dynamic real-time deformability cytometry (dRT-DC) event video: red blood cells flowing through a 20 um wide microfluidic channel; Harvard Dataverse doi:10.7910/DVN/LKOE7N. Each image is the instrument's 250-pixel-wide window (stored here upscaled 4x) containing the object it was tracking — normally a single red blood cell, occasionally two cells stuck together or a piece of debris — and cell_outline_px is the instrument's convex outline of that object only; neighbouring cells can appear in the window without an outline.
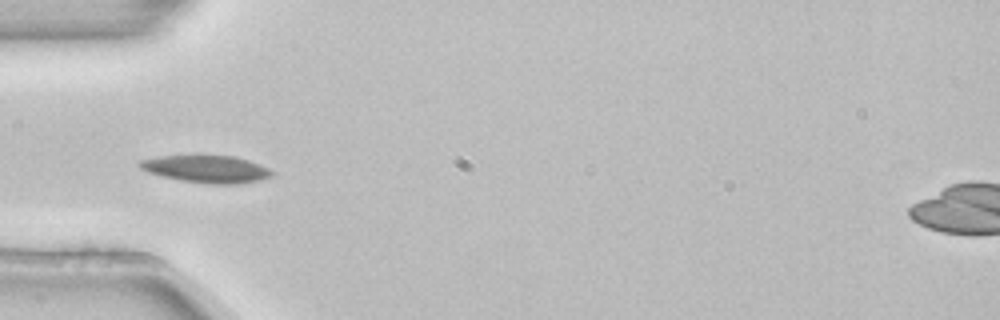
{"species": "common noctule bat (a hibernating species)", "species_latin": "Nyctalus noctula", "temperature_condition": "room temperature", "stored_images_in_passage": 5, "camera_frame_rate_fps": 3000, "um_per_image_px": 0.085, "animal": {"sex": "female", "body_mass_g": 22.7, "forearm_length_mm": 54.2}, "frame": {"image": 1, "passage_image": 4, "time_ms": 1.0, "image_size_px": [1000, 320], "cell_outline_px": [[276, 172], [272, 176], [240, 184], [212, 184], [180, 180], [148, 172], [140, 168], [136, 164], [140, 160], [160, 156], [236, 156], [260, 164]], "centroid_in_image_um": [17.57, 14.37], "position_along_channel_um": 67.4, "area_um2": 20.92}}